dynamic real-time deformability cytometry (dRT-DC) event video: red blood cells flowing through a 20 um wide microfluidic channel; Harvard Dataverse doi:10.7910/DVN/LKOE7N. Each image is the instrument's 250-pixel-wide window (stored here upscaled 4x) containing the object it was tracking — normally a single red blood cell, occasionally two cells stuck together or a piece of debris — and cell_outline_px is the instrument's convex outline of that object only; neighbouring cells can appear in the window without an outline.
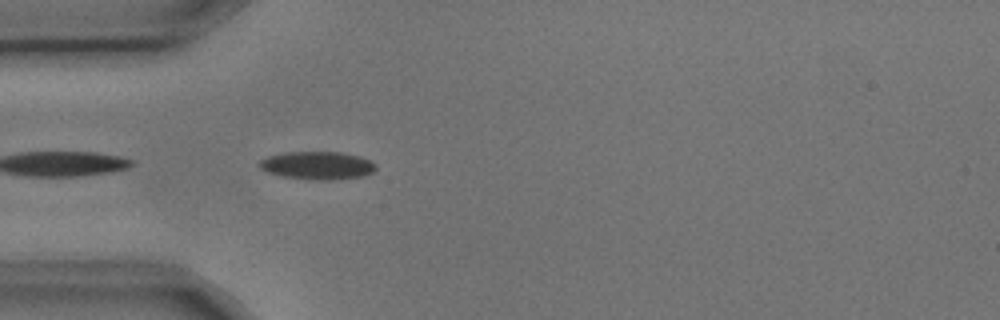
{"species": "common noctule bat (a hibernating species)", "species_latin": "Nyctalus noctula", "temperature_condition": "cold", "stored_images_in_passage": 4, "camera_frame_rate_fps": 3000, "um_per_image_px": 0.085, "animal": {"sex": "male", "body_mass_g": 17.9, "forearm_length_mm": 54.2}, "frame": {"image": 1, "passage_image": 4, "time_ms": 1.0, "image_size_px": [1000, 320], "cell_outline_px": [[376, 168], [372, 172], [364, 176], [328, 180], [320, 180], [280, 176], [268, 172], [260, 168], [256, 164], [260, 160], [268, 156], [284, 152], [340, 152], [360, 156], [376, 164]], "centroid_in_image_um": [26.95, 14.06], "position_along_channel_um": 58.1, "area_um2": 18.96}}